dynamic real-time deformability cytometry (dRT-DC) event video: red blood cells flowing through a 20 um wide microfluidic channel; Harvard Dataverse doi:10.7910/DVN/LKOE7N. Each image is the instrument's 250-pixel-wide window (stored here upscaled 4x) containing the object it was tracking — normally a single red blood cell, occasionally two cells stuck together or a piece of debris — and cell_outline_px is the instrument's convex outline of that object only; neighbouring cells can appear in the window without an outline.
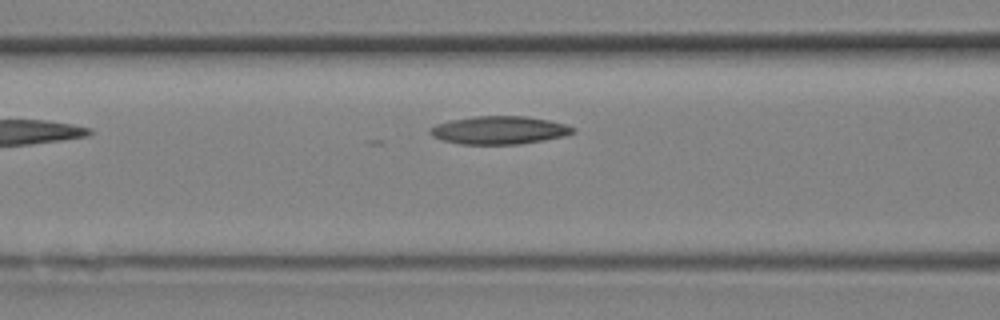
{"species": "Egyptian fruit bat (a non-hibernating species)", "species_latin": "Rousettus aegyptiacus", "temperature_condition": "room temperature", "stored_images_in_passage": 8, "camera_frame_rate_fps": 3000, "um_per_image_px": 0.085, "animal": {"sex": "female"}, "frame": {"image": 1, "passage_image": 8, "time_ms": 2.333, "image_size_px": [1000, 320], "cell_outline_px": [[576, 132], [564, 136], [544, 140], [520, 144], [460, 144], [440, 140], [432, 136], [428, 132], [428, 128], [436, 124], [448, 120], [472, 116], [528, 116], [548, 120], [564, 124], [576, 128]], "centroid_in_image_um": [42.39, 11.06], "position_along_channel_um": 124.2, "area_um2": 23.64}}